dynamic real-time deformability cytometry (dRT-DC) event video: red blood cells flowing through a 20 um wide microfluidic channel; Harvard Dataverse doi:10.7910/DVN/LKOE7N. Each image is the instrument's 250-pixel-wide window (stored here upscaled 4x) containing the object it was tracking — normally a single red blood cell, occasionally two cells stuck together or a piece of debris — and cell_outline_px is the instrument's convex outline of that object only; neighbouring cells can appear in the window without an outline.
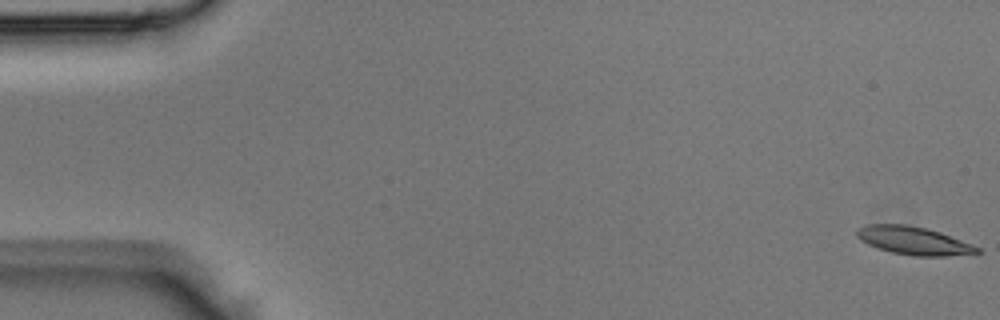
{"species": "Egyptian fruit bat (a non-hibernating species)", "species_latin": "Rousettus aegyptiacus", "temperature_condition": "room temperature", "stored_images_in_passage": 43, "camera_frame_rate_fps": 3000, "um_per_image_px": 0.085, "animal": {"sex": "male"}, "frame": {"image": 1, "passage_image": 1, "time_ms": 0.0, "image_size_px": [1000, 320], "cell_outline_px": [[984, 252], [944, 256], [912, 256], [892, 252], [876, 248], [860, 240], [856, 236], [856, 228], [864, 224], [908, 224], [928, 228], [940, 232], [972, 244], [980, 248]], "centroid_in_image_um": [77.63, 20.44], "position_along_channel_um": 7.4, "area_um2": 19.94}}
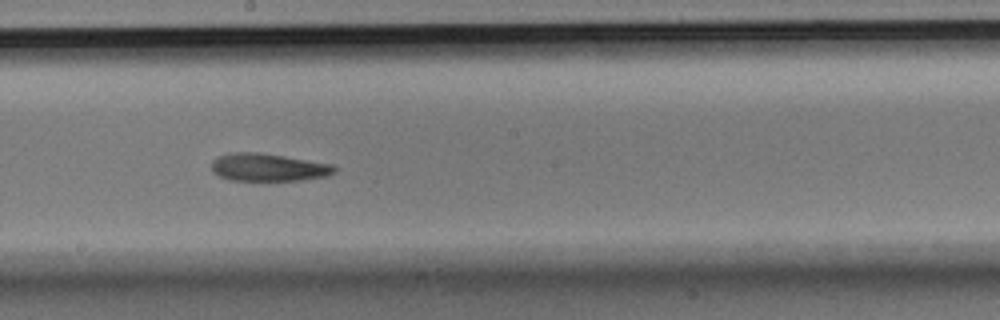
{"frame": {"image": 2, "passage_image": 24, "time_ms": 7.667, "image_size_px": [1000, 320], "cell_outline_px": [[336, 172], [328, 176], [304, 180], [228, 180], [212, 172], [212, 160], [216, 156], [232, 152], [260, 152], [332, 164], [336, 168]], "centroid_in_image_um": [22.79, 14.22], "position_along_channel_um": 225.4, "area_um2": 20.0}}
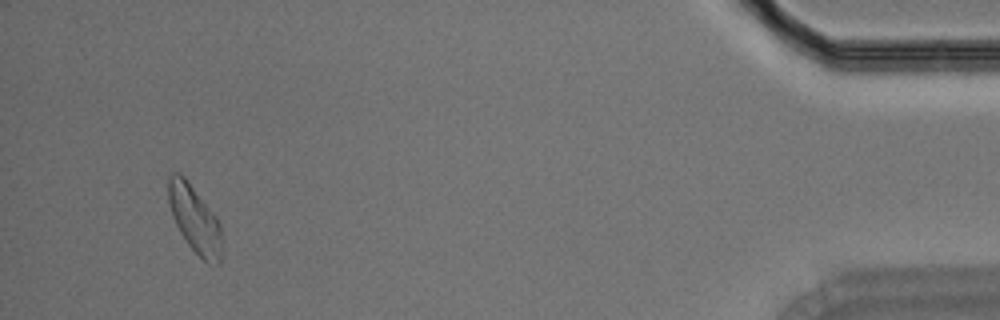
{"frame": {"image": 3, "passage_image": 41, "time_ms": 13.333, "image_size_px": [1000, 320], "cell_outline_px": [[220, 264], [216, 264], [204, 260], [188, 244], [180, 232], [172, 216], [168, 200], [168, 176], [172, 172], [180, 172], [184, 176], [216, 216], [220, 224]], "centroid_in_image_um": [16.51, 18.57], "position_along_channel_um": 418.7, "area_um2": 20.52}}